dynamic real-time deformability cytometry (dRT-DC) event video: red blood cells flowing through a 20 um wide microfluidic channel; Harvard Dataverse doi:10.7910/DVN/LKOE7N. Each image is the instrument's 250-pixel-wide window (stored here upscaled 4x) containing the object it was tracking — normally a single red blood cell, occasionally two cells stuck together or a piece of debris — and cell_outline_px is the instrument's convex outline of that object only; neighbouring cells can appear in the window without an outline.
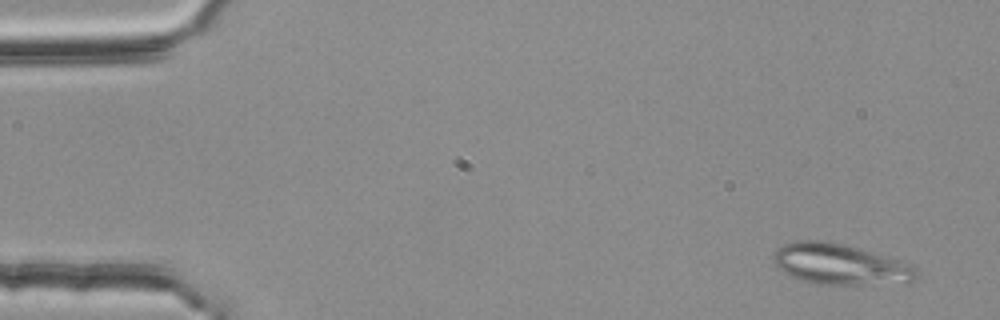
{"species": "common noctule bat (a hibernating species)", "species_latin": "Nyctalus noctula", "temperature_condition": "room temperature", "stored_images_in_passage": 52, "segment_of_instrument_passage": [1, 2], "camera_frame_rate_fps": 3000, "um_per_image_px": 0.085, "animal": {"sex": "female", "body_mass_g": 25.1}, "frame": {"image": 1, "passage_image": 3, "time_ms": 0.667, "image_size_px": [1000, 320], "cell_outline_px": [[916, 280], [908, 284], [820, 284], [800, 280], [784, 272], [772, 260], [772, 256], [776, 248], [784, 244], [796, 240], [828, 240], [844, 244], [880, 256], [912, 268], [916, 272]], "centroid_in_image_um": [71.29, 22.47], "position_along_channel_um": 13.7, "area_um2": 33.23}}